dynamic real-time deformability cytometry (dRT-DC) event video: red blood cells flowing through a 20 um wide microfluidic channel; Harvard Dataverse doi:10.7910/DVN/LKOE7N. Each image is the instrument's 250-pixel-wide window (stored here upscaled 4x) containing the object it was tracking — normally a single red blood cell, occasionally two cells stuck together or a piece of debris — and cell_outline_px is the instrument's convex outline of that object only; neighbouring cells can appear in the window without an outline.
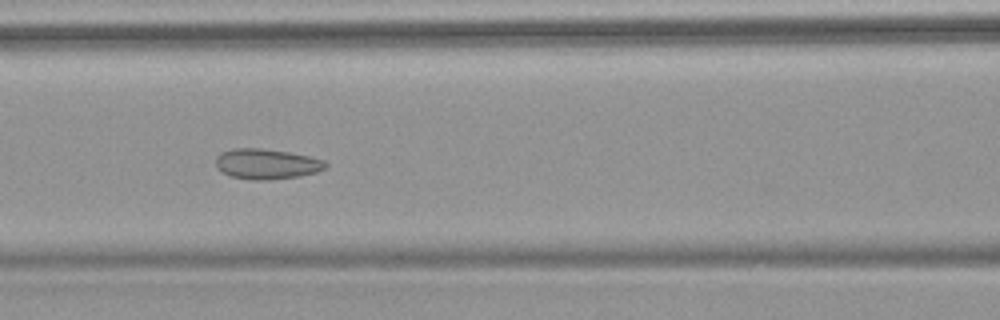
{"species": "common noctule bat (a hibernating species)", "species_latin": "Nyctalus noctula", "temperature_condition": "warm", "stored_images_in_passage": 7, "camera_frame_rate_fps": 3000, "um_per_image_px": 0.085, "animal": {"sex": "female", "body_mass_g": 18.4}, "frame": {"image": 1, "passage_image": 6, "time_ms": 7.0, "image_size_px": [1000, 320], "cell_outline_px": [[328, 164], [324, 168], [316, 172], [296, 176], [268, 180], [252, 180], [232, 176], [216, 168], [216, 156], [220, 152], [232, 148], [260, 148], [288, 152], [308, 156], [324, 160]], "centroid_in_image_um": [22.62, 13.92], "position_along_channel_um": 144.0, "area_um2": 19.25}}
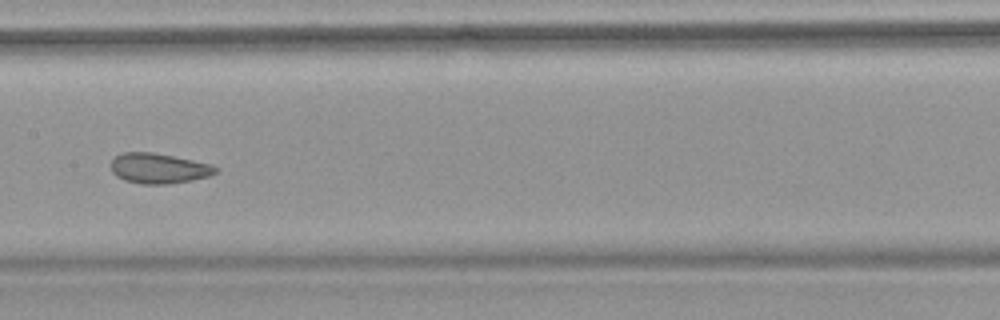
{"frame": {"image": 2, "passage_image": 7, "time_ms": 8.333, "image_size_px": [1000, 320], "cell_outline_px": [[220, 168], [216, 172], [208, 176], [192, 180], [168, 184], [140, 184], [124, 180], [116, 176], [112, 172], [112, 156], [124, 152], [152, 152], [212, 164]], "centroid_in_image_um": [13.47, 14.31], "position_along_channel_um": 193.9, "area_um2": 18.5}}